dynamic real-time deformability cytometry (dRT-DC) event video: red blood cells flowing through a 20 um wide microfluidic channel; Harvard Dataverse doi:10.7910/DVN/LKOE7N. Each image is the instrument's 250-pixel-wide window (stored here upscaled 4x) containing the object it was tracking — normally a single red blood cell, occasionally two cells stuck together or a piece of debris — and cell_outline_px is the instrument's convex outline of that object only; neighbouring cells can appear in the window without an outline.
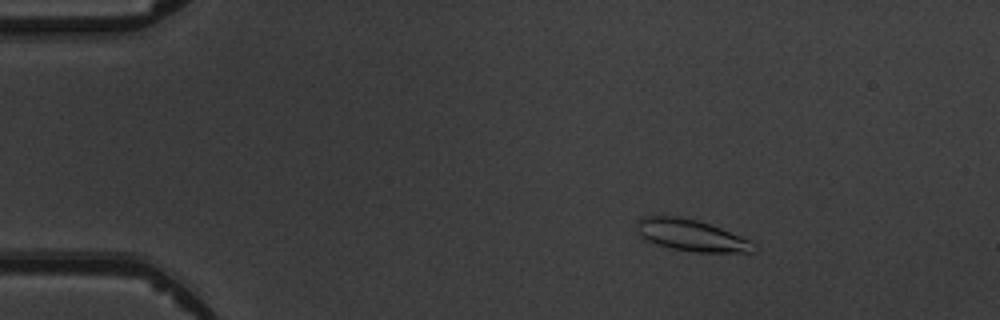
{"species": "common noctule bat (a hibernating species)", "species_latin": "Nyctalus noctula", "temperature_condition": "warm", "stored_images_in_passage": 4, "camera_frame_rate_fps": 3000, "um_per_image_px": 0.085, "animal": {"sex": "male", "body_mass_g": 19.5, "forearm_length_mm": 54.6}, "frame": {"image": 1, "passage_image": 1, "time_ms": 0.0, "image_size_px": [1000, 320], "cell_outline_px": [[756, 252], [696, 252], [672, 248], [656, 244], [640, 236], [636, 228], [636, 220], [640, 216], [680, 216], [696, 220], [720, 228], [752, 240], [756, 244]], "centroid_in_image_um": [58.76, 19.99], "position_along_channel_um": 26.2, "area_um2": 21.62}}